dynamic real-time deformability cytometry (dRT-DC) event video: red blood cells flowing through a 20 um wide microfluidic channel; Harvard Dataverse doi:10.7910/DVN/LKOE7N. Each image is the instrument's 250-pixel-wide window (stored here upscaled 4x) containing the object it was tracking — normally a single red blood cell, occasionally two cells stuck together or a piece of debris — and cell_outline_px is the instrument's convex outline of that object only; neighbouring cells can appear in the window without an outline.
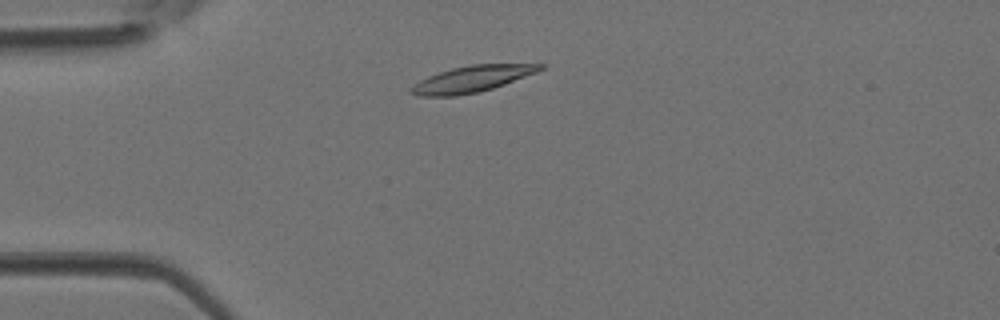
{"species": "Egyptian fruit bat (a non-hibernating species)", "species_latin": "Rousettus aegyptiacus", "temperature_condition": "room temperature", "stored_images_in_passage": 3, "camera_frame_rate_fps": 3000, "um_per_image_px": 0.085, "animal": {"sex": "female"}, "frame": {"image": 1, "passage_image": 2, "time_ms": 0.333, "image_size_px": [1000, 320], "cell_outline_px": [[548, 64], [544, 68], [536, 72], [504, 84], [480, 92], [456, 96], [416, 96], [408, 92], [408, 88], [412, 84], [428, 76], [452, 68], [472, 64]], "centroid_in_image_um": [40.06, 6.72], "position_along_channel_um": 44.9, "area_um2": 19.83}}